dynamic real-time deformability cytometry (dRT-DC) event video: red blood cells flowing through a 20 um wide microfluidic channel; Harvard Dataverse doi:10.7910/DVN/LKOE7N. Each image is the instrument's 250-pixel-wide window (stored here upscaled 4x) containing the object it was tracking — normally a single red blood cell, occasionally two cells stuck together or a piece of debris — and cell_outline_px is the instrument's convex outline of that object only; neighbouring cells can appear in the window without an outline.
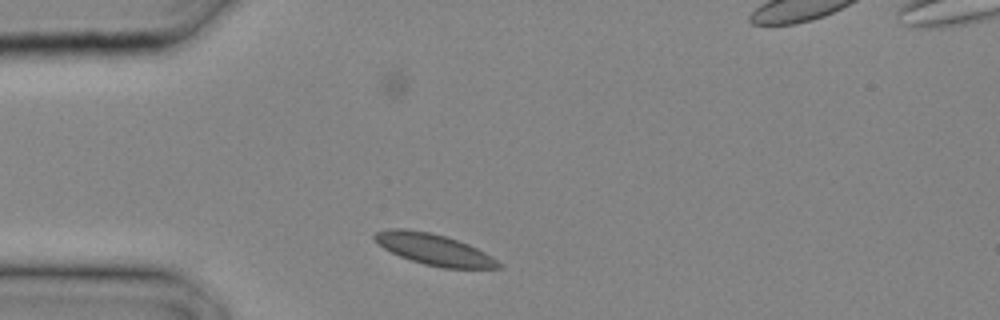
{"species": "common noctule bat (a hibernating species)", "species_latin": "Nyctalus noctula", "temperature_condition": "cold", "stored_images_in_passage": 5, "camera_frame_rate_fps": 3000, "um_per_image_px": 0.085, "animal": {"sex": "male", "body_mass_g": 20.4}, "frame": {"image": 1, "passage_image": 1, "time_ms": 0.0, "image_size_px": [1000, 320], "cell_outline_px": [[504, 268], [444, 268], [424, 264], [400, 256], [384, 248], [372, 236], [376, 232], [388, 228], [400, 228], [428, 232], [444, 236], [468, 244], [484, 252], [504, 264]], "centroid_in_image_um": [36.92, 21.21], "position_along_channel_um": 48.1, "area_um2": 22.2}}
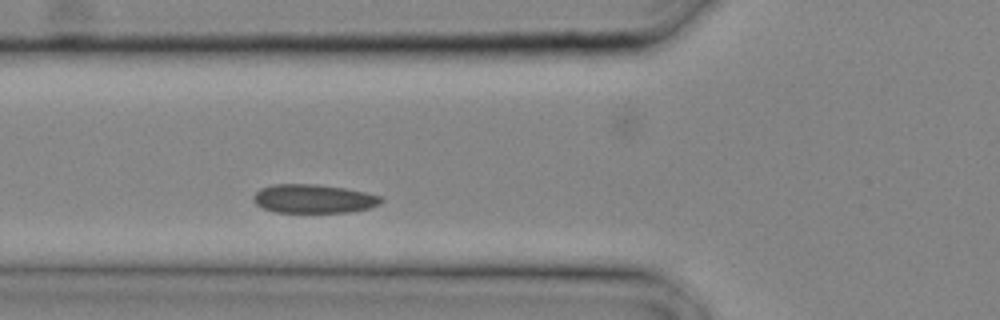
{"frame": {"image": 2, "passage_image": 4, "time_ms": 1.0, "image_size_px": [1000, 320], "cell_outline_px": [[384, 200], [380, 204], [368, 208], [348, 212], [276, 212], [264, 208], [256, 204], [252, 200], [252, 196], [260, 188], [272, 184], [316, 184], [344, 188], [364, 192], [380, 196]], "centroid_in_image_um": [26.62, 16.89], "position_along_channel_um": 99.2, "area_um2": 21.33}}